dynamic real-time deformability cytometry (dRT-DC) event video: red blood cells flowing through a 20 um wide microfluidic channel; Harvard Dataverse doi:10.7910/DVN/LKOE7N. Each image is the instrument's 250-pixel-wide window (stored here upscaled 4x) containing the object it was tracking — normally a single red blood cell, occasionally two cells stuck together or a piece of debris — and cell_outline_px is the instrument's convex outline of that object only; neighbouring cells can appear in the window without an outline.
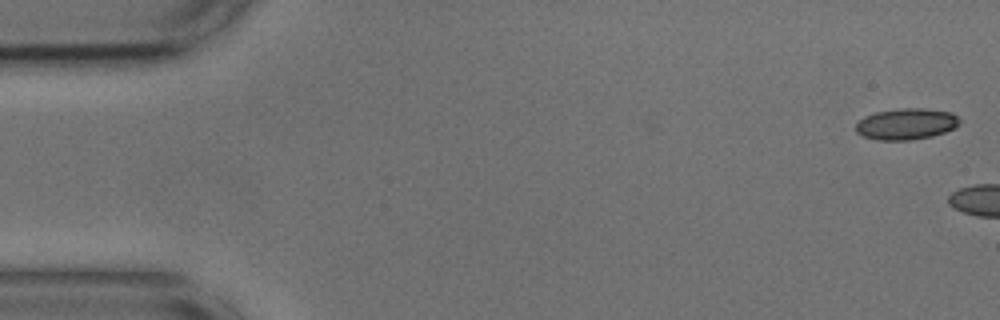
{"species": "common noctule bat (a hibernating species)", "species_latin": "Nyctalus noctula", "temperature_condition": "cold", "stored_images_in_passage": 5, "camera_frame_rate_fps": 3000, "um_per_image_px": 0.085, "animal": {"sex": "male", "body_mass_g": 17.9, "forearm_length_mm": 54.2}, "frame": {"image": 1, "passage_image": 1, "time_ms": 0.0, "image_size_px": [1000, 320], "cell_outline_px": [[960, 124], [944, 132], [932, 136], [912, 140], [876, 140], [864, 136], [856, 132], [856, 124], [864, 116], [876, 112], [900, 108], [924, 108], [952, 112], [960, 120]], "centroid_in_image_um": [77.03, 10.53], "position_along_channel_um": 8.0, "area_um2": 18.9}}
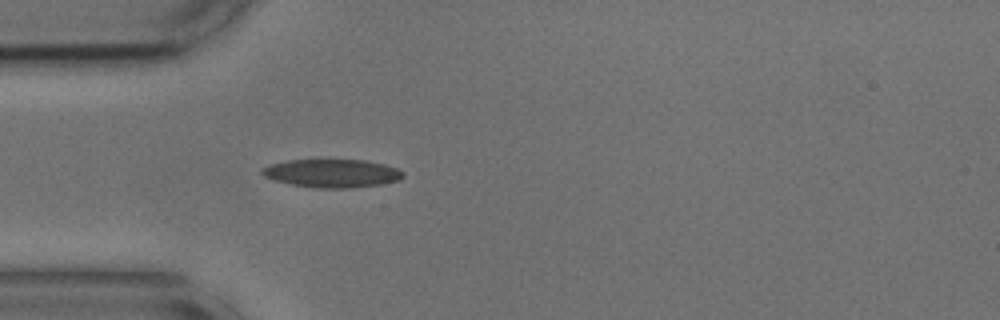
{"frame": {"image": 2, "passage_image": 5, "time_ms": 1.333, "image_size_px": [1000, 320], "cell_outline_px": [[404, 176], [400, 180], [384, 184], [352, 188], [316, 188], [292, 184], [272, 180], [264, 176], [260, 172], [260, 168], [268, 164], [288, 160], [364, 160], [384, 164], [396, 168], [404, 172]], "centroid_in_image_um": [28.21, 14.73], "position_along_channel_um": 56.8, "area_um2": 23.47}}